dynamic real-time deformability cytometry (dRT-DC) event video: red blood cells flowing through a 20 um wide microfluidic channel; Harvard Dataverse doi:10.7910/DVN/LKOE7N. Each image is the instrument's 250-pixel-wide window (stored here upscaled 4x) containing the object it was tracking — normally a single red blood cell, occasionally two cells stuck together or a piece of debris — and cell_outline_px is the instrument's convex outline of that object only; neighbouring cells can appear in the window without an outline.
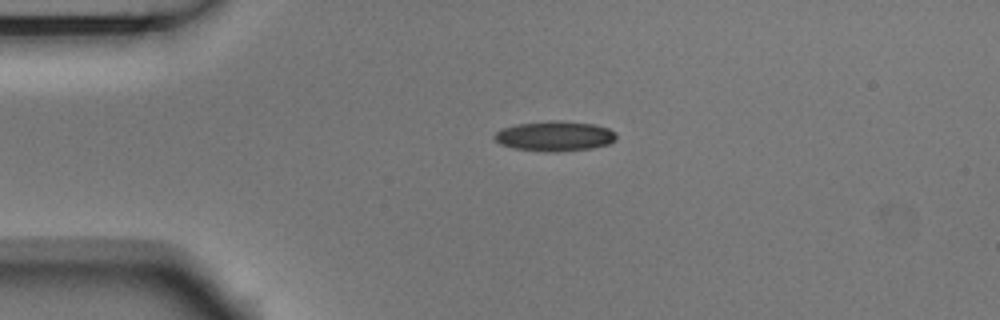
{"species": "Egyptian fruit bat (a non-hibernating species)", "species_latin": "Rousettus aegyptiacus", "temperature_condition": "room temperature", "stored_images_in_passage": 3, "camera_frame_rate_fps": 3000, "um_per_image_px": 0.085, "animal": {"sex": "male"}, "frame": {"image": 1, "passage_image": 1, "time_ms": 0.0, "image_size_px": [1000, 320], "cell_outline_px": [[616, 140], [608, 144], [592, 148], [556, 152], [544, 152], [512, 148], [500, 144], [492, 136], [500, 128], [516, 124], [552, 120], [556, 120], [592, 124], [608, 128], [616, 132]], "centroid_in_image_um": [47.12, 11.57], "position_along_channel_um": 37.9, "area_um2": 21.5}}
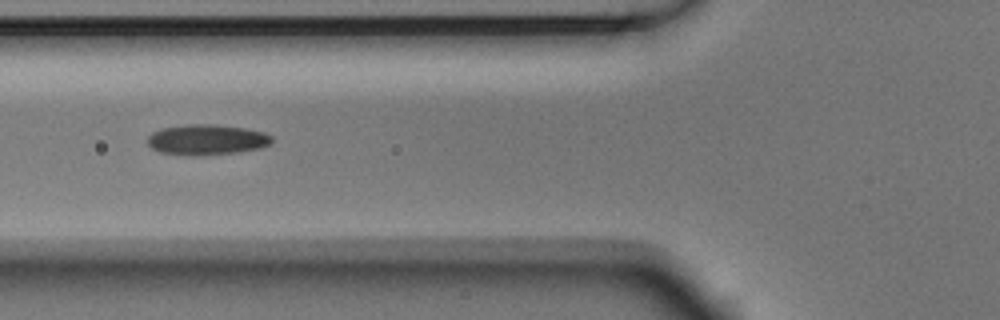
{"frame": {"image": 2, "passage_image": 3, "time_ms": 0.667, "image_size_px": [1000, 320], "cell_outline_px": [[272, 144], [260, 148], [240, 152], [196, 156], [160, 152], [152, 148], [148, 144], [148, 136], [152, 132], [160, 128], [188, 124], [212, 124], [244, 128], [264, 132], [272, 136]], "centroid_in_image_um": [17.59, 11.87], "position_along_channel_um": 108.2, "area_um2": 22.2}}